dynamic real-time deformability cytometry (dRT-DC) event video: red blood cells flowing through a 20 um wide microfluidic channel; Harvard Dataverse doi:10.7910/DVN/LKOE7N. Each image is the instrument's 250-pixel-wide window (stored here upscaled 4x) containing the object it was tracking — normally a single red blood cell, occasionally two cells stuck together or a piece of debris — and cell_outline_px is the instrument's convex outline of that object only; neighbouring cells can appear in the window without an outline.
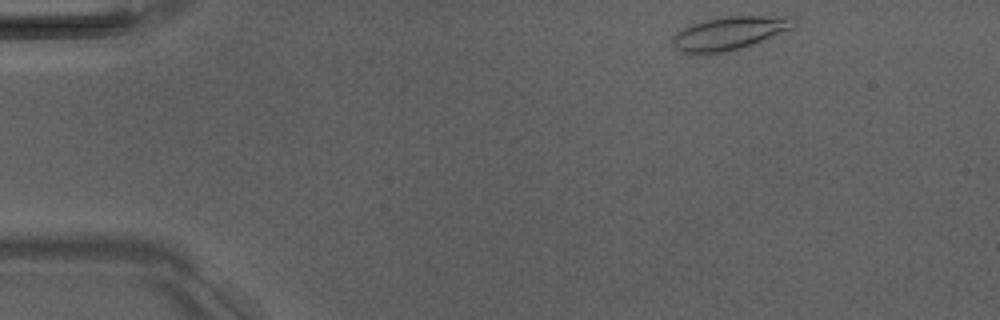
{"species": "Egyptian fruit bat (a non-hibernating species)", "species_latin": "Rousettus aegyptiacus", "temperature_condition": "room temperature", "stored_images_in_passage": 3, "camera_frame_rate_fps": 3000, "um_per_image_px": 0.085, "animal": {"sex": "male"}, "frame": {"image": 1, "passage_image": 1, "time_ms": 0.0, "image_size_px": [1000, 320], "cell_outline_px": [[796, 24], [792, 28], [740, 48], [728, 52], [696, 56], [680, 52], [672, 44], [672, 36], [676, 32], [692, 24], [724, 16], [796, 16]], "centroid_in_image_um": [61.94, 2.84], "position_along_channel_um": 23.1, "area_um2": 23.7}}